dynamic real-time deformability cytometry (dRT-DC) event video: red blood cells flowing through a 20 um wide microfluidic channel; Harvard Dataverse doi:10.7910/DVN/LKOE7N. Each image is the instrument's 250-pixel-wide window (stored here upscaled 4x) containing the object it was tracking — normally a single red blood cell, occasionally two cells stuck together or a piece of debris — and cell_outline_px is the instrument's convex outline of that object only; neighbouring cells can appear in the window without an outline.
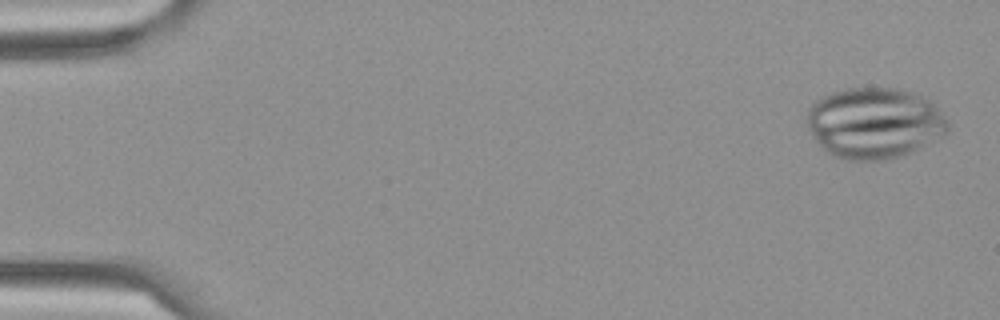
{"species": "Egyptian fruit bat (a non-hibernating species)", "species_latin": "Rousettus aegyptiacus", "temperature_condition": "cold", "stored_images_in_passage": 9, "camera_frame_rate_fps": 3000, "um_per_image_px": 0.085, "frame": {"image": 1, "passage_image": 1, "time_ms": 0.0, "image_size_px": [1000, 320], "cell_outline_px": [[948, 132], [912, 152], [904, 156], [884, 160], [844, 160], [832, 156], [820, 148], [812, 136], [808, 128], [808, 108], [816, 100], [832, 92], [848, 88], [896, 88], [912, 92], [924, 96], [932, 100], [936, 104], [948, 120]], "centroid_in_image_um": [74.34, 10.47], "position_along_channel_um": 10.7, "area_um2": 58.9}}